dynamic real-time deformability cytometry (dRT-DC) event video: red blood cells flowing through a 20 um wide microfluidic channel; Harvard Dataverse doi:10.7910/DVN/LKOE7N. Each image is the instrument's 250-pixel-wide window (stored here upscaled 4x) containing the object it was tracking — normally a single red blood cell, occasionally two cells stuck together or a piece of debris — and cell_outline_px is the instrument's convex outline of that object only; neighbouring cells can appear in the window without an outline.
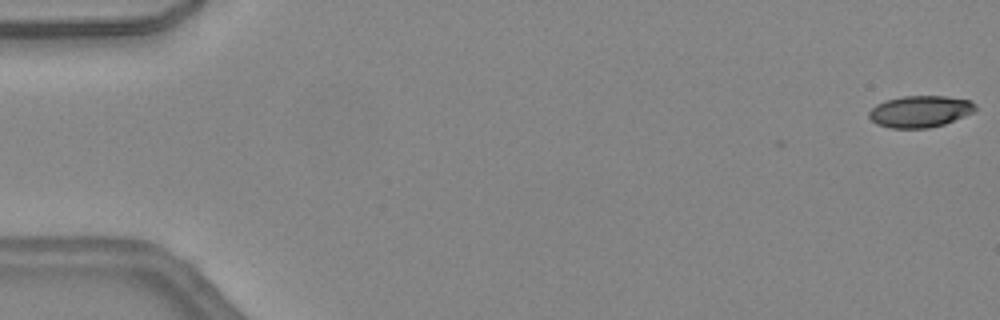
{"species": "common noctule bat (a hibernating species)", "species_latin": "Nyctalus noctula", "temperature_condition": "warm", "stored_images_in_passage": 12, "camera_frame_rate_fps": 3000, "um_per_image_px": 0.085, "animal": {"sex": "female", "body_mass_g": 24.6, "forearm_length_mm": 56.2}, "frame": {"image": 1, "passage_image": 1, "time_ms": 0.0, "image_size_px": [1000, 320], "cell_outline_px": [[976, 108], [972, 112], [964, 116], [944, 124], [928, 128], [892, 128], [876, 124], [868, 116], [868, 112], [876, 104], [888, 100], [904, 96], [944, 96], [968, 100], [976, 104]], "centroid_in_image_um": [78.18, 9.48], "position_along_channel_um": 6.8, "area_um2": 19.42}}